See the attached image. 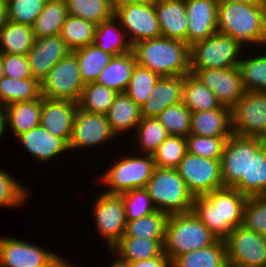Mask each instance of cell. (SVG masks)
<instances>
[{
	"label": "cell",
	"mask_w": 266,
	"mask_h": 267,
	"mask_svg": "<svg viewBox=\"0 0 266 267\" xmlns=\"http://www.w3.org/2000/svg\"><path fill=\"white\" fill-rule=\"evenodd\" d=\"M248 196L233 187H222L203 196H194L192 212L219 240L243 224Z\"/></svg>",
	"instance_id": "cell-1"
},
{
	"label": "cell",
	"mask_w": 266,
	"mask_h": 267,
	"mask_svg": "<svg viewBox=\"0 0 266 267\" xmlns=\"http://www.w3.org/2000/svg\"><path fill=\"white\" fill-rule=\"evenodd\" d=\"M217 31L230 36L243 47L245 44H266V14L264 4L220 2Z\"/></svg>",
	"instance_id": "cell-2"
},
{
	"label": "cell",
	"mask_w": 266,
	"mask_h": 267,
	"mask_svg": "<svg viewBox=\"0 0 266 267\" xmlns=\"http://www.w3.org/2000/svg\"><path fill=\"white\" fill-rule=\"evenodd\" d=\"M132 52L137 65L160 77L190 73V46L185 42L161 36L134 44Z\"/></svg>",
	"instance_id": "cell-3"
},
{
	"label": "cell",
	"mask_w": 266,
	"mask_h": 267,
	"mask_svg": "<svg viewBox=\"0 0 266 267\" xmlns=\"http://www.w3.org/2000/svg\"><path fill=\"white\" fill-rule=\"evenodd\" d=\"M217 238L191 211L168 216L164 253L173 261L177 256L212 245Z\"/></svg>",
	"instance_id": "cell-4"
},
{
	"label": "cell",
	"mask_w": 266,
	"mask_h": 267,
	"mask_svg": "<svg viewBox=\"0 0 266 267\" xmlns=\"http://www.w3.org/2000/svg\"><path fill=\"white\" fill-rule=\"evenodd\" d=\"M144 189L161 212L171 215L192 211L194 196L175 168L155 167Z\"/></svg>",
	"instance_id": "cell-5"
},
{
	"label": "cell",
	"mask_w": 266,
	"mask_h": 267,
	"mask_svg": "<svg viewBox=\"0 0 266 267\" xmlns=\"http://www.w3.org/2000/svg\"><path fill=\"white\" fill-rule=\"evenodd\" d=\"M110 166L102 175L100 181L109 189L106 194L121 195L133 189L145 188L153 175L155 162L153 155L125 156Z\"/></svg>",
	"instance_id": "cell-6"
},
{
	"label": "cell",
	"mask_w": 266,
	"mask_h": 267,
	"mask_svg": "<svg viewBox=\"0 0 266 267\" xmlns=\"http://www.w3.org/2000/svg\"><path fill=\"white\" fill-rule=\"evenodd\" d=\"M242 49L238 41L217 32L190 46V70L238 67Z\"/></svg>",
	"instance_id": "cell-7"
},
{
	"label": "cell",
	"mask_w": 266,
	"mask_h": 267,
	"mask_svg": "<svg viewBox=\"0 0 266 267\" xmlns=\"http://www.w3.org/2000/svg\"><path fill=\"white\" fill-rule=\"evenodd\" d=\"M84 83L76 54L70 51L41 80V96L50 100L79 102Z\"/></svg>",
	"instance_id": "cell-8"
},
{
	"label": "cell",
	"mask_w": 266,
	"mask_h": 267,
	"mask_svg": "<svg viewBox=\"0 0 266 267\" xmlns=\"http://www.w3.org/2000/svg\"><path fill=\"white\" fill-rule=\"evenodd\" d=\"M67 262L57 253L34 243L0 237V267H63Z\"/></svg>",
	"instance_id": "cell-9"
},
{
	"label": "cell",
	"mask_w": 266,
	"mask_h": 267,
	"mask_svg": "<svg viewBox=\"0 0 266 267\" xmlns=\"http://www.w3.org/2000/svg\"><path fill=\"white\" fill-rule=\"evenodd\" d=\"M175 169L193 196H203L223 187L219 159L187 152Z\"/></svg>",
	"instance_id": "cell-10"
},
{
	"label": "cell",
	"mask_w": 266,
	"mask_h": 267,
	"mask_svg": "<svg viewBox=\"0 0 266 267\" xmlns=\"http://www.w3.org/2000/svg\"><path fill=\"white\" fill-rule=\"evenodd\" d=\"M233 134L266 140V91H247L231 108Z\"/></svg>",
	"instance_id": "cell-11"
},
{
	"label": "cell",
	"mask_w": 266,
	"mask_h": 267,
	"mask_svg": "<svg viewBox=\"0 0 266 267\" xmlns=\"http://www.w3.org/2000/svg\"><path fill=\"white\" fill-rule=\"evenodd\" d=\"M229 267H266V236L238 226L225 239Z\"/></svg>",
	"instance_id": "cell-12"
},
{
	"label": "cell",
	"mask_w": 266,
	"mask_h": 267,
	"mask_svg": "<svg viewBox=\"0 0 266 267\" xmlns=\"http://www.w3.org/2000/svg\"><path fill=\"white\" fill-rule=\"evenodd\" d=\"M114 17L133 46L141 41L162 36L155 4L114 5Z\"/></svg>",
	"instance_id": "cell-13"
},
{
	"label": "cell",
	"mask_w": 266,
	"mask_h": 267,
	"mask_svg": "<svg viewBox=\"0 0 266 267\" xmlns=\"http://www.w3.org/2000/svg\"><path fill=\"white\" fill-rule=\"evenodd\" d=\"M100 194L94 200L92 213L97 233L105 238L110 250L124 235L127 223L125 206L121 195L106 194L103 191Z\"/></svg>",
	"instance_id": "cell-14"
},
{
	"label": "cell",
	"mask_w": 266,
	"mask_h": 267,
	"mask_svg": "<svg viewBox=\"0 0 266 267\" xmlns=\"http://www.w3.org/2000/svg\"><path fill=\"white\" fill-rule=\"evenodd\" d=\"M117 137L111 130L106 114L89 113L79 107L73 120L70 151L97 147ZM110 139V140H109Z\"/></svg>",
	"instance_id": "cell-15"
},
{
	"label": "cell",
	"mask_w": 266,
	"mask_h": 267,
	"mask_svg": "<svg viewBox=\"0 0 266 267\" xmlns=\"http://www.w3.org/2000/svg\"><path fill=\"white\" fill-rule=\"evenodd\" d=\"M190 73L214 93L222 106L230 109L245 93L238 67L190 70Z\"/></svg>",
	"instance_id": "cell-16"
},
{
	"label": "cell",
	"mask_w": 266,
	"mask_h": 267,
	"mask_svg": "<svg viewBox=\"0 0 266 267\" xmlns=\"http://www.w3.org/2000/svg\"><path fill=\"white\" fill-rule=\"evenodd\" d=\"M220 166L223 187L249 181L250 137L232 134L225 143Z\"/></svg>",
	"instance_id": "cell-17"
},
{
	"label": "cell",
	"mask_w": 266,
	"mask_h": 267,
	"mask_svg": "<svg viewBox=\"0 0 266 267\" xmlns=\"http://www.w3.org/2000/svg\"><path fill=\"white\" fill-rule=\"evenodd\" d=\"M217 0H185L187 44L193 45L217 33Z\"/></svg>",
	"instance_id": "cell-18"
},
{
	"label": "cell",
	"mask_w": 266,
	"mask_h": 267,
	"mask_svg": "<svg viewBox=\"0 0 266 267\" xmlns=\"http://www.w3.org/2000/svg\"><path fill=\"white\" fill-rule=\"evenodd\" d=\"M70 50L60 35L35 38L27 59L33 78L39 82Z\"/></svg>",
	"instance_id": "cell-19"
},
{
	"label": "cell",
	"mask_w": 266,
	"mask_h": 267,
	"mask_svg": "<svg viewBox=\"0 0 266 267\" xmlns=\"http://www.w3.org/2000/svg\"><path fill=\"white\" fill-rule=\"evenodd\" d=\"M77 109L78 103L74 101L50 100L41 96L40 125L69 144Z\"/></svg>",
	"instance_id": "cell-20"
},
{
	"label": "cell",
	"mask_w": 266,
	"mask_h": 267,
	"mask_svg": "<svg viewBox=\"0 0 266 267\" xmlns=\"http://www.w3.org/2000/svg\"><path fill=\"white\" fill-rule=\"evenodd\" d=\"M185 75L161 77L140 106L142 117H157L166 107L182 102Z\"/></svg>",
	"instance_id": "cell-21"
},
{
	"label": "cell",
	"mask_w": 266,
	"mask_h": 267,
	"mask_svg": "<svg viewBox=\"0 0 266 267\" xmlns=\"http://www.w3.org/2000/svg\"><path fill=\"white\" fill-rule=\"evenodd\" d=\"M233 188L251 196L266 195V140L250 137L249 181H238Z\"/></svg>",
	"instance_id": "cell-22"
},
{
	"label": "cell",
	"mask_w": 266,
	"mask_h": 267,
	"mask_svg": "<svg viewBox=\"0 0 266 267\" xmlns=\"http://www.w3.org/2000/svg\"><path fill=\"white\" fill-rule=\"evenodd\" d=\"M155 11L162 36L187 43L185 0H158Z\"/></svg>",
	"instance_id": "cell-23"
},
{
	"label": "cell",
	"mask_w": 266,
	"mask_h": 267,
	"mask_svg": "<svg viewBox=\"0 0 266 267\" xmlns=\"http://www.w3.org/2000/svg\"><path fill=\"white\" fill-rule=\"evenodd\" d=\"M17 139L29 154L41 163L69 151L68 144L62 138L55 137L41 125L19 135Z\"/></svg>",
	"instance_id": "cell-24"
},
{
	"label": "cell",
	"mask_w": 266,
	"mask_h": 267,
	"mask_svg": "<svg viewBox=\"0 0 266 267\" xmlns=\"http://www.w3.org/2000/svg\"><path fill=\"white\" fill-rule=\"evenodd\" d=\"M190 134L208 137H230L233 134L231 109L226 106L192 112Z\"/></svg>",
	"instance_id": "cell-25"
},
{
	"label": "cell",
	"mask_w": 266,
	"mask_h": 267,
	"mask_svg": "<svg viewBox=\"0 0 266 267\" xmlns=\"http://www.w3.org/2000/svg\"><path fill=\"white\" fill-rule=\"evenodd\" d=\"M113 255L129 263L166 255L164 239H143L141 237H121L109 250Z\"/></svg>",
	"instance_id": "cell-26"
},
{
	"label": "cell",
	"mask_w": 266,
	"mask_h": 267,
	"mask_svg": "<svg viewBox=\"0 0 266 267\" xmlns=\"http://www.w3.org/2000/svg\"><path fill=\"white\" fill-rule=\"evenodd\" d=\"M106 117L112 132L119 136L137 128L142 119L141 108L126 93H118Z\"/></svg>",
	"instance_id": "cell-27"
},
{
	"label": "cell",
	"mask_w": 266,
	"mask_h": 267,
	"mask_svg": "<svg viewBox=\"0 0 266 267\" xmlns=\"http://www.w3.org/2000/svg\"><path fill=\"white\" fill-rule=\"evenodd\" d=\"M135 65L136 59L132 51L113 56L99 74L96 83L111 88L117 93H125Z\"/></svg>",
	"instance_id": "cell-28"
},
{
	"label": "cell",
	"mask_w": 266,
	"mask_h": 267,
	"mask_svg": "<svg viewBox=\"0 0 266 267\" xmlns=\"http://www.w3.org/2000/svg\"><path fill=\"white\" fill-rule=\"evenodd\" d=\"M173 267H229L225 240L177 256Z\"/></svg>",
	"instance_id": "cell-29"
},
{
	"label": "cell",
	"mask_w": 266,
	"mask_h": 267,
	"mask_svg": "<svg viewBox=\"0 0 266 267\" xmlns=\"http://www.w3.org/2000/svg\"><path fill=\"white\" fill-rule=\"evenodd\" d=\"M93 44L113 56L132 51V45L115 17L97 25Z\"/></svg>",
	"instance_id": "cell-30"
},
{
	"label": "cell",
	"mask_w": 266,
	"mask_h": 267,
	"mask_svg": "<svg viewBox=\"0 0 266 267\" xmlns=\"http://www.w3.org/2000/svg\"><path fill=\"white\" fill-rule=\"evenodd\" d=\"M7 126L11 128L13 135L28 132L40 125L41 97L37 100L11 103L6 106Z\"/></svg>",
	"instance_id": "cell-31"
},
{
	"label": "cell",
	"mask_w": 266,
	"mask_h": 267,
	"mask_svg": "<svg viewBox=\"0 0 266 267\" xmlns=\"http://www.w3.org/2000/svg\"><path fill=\"white\" fill-rule=\"evenodd\" d=\"M34 39L32 26L7 20L0 29V53L27 55Z\"/></svg>",
	"instance_id": "cell-32"
},
{
	"label": "cell",
	"mask_w": 266,
	"mask_h": 267,
	"mask_svg": "<svg viewBox=\"0 0 266 267\" xmlns=\"http://www.w3.org/2000/svg\"><path fill=\"white\" fill-rule=\"evenodd\" d=\"M68 15L65 0H47L32 26L34 38L60 35L62 25Z\"/></svg>",
	"instance_id": "cell-33"
},
{
	"label": "cell",
	"mask_w": 266,
	"mask_h": 267,
	"mask_svg": "<svg viewBox=\"0 0 266 267\" xmlns=\"http://www.w3.org/2000/svg\"><path fill=\"white\" fill-rule=\"evenodd\" d=\"M182 94V103L191 112L212 110L221 106L214 93L192 73L185 75Z\"/></svg>",
	"instance_id": "cell-34"
},
{
	"label": "cell",
	"mask_w": 266,
	"mask_h": 267,
	"mask_svg": "<svg viewBox=\"0 0 266 267\" xmlns=\"http://www.w3.org/2000/svg\"><path fill=\"white\" fill-rule=\"evenodd\" d=\"M40 97V82L33 77L18 80L4 76L0 80V103L5 106L15 102L37 100Z\"/></svg>",
	"instance_id": "cell-35"
},
{
	"label": "cell",
	"mask_w": 266,
	"mask_h": 267,
	"mask_svg": "<svg viewBox=\"0 0 266 267\" xmlns=\"http://www.w3.org/2000/svg\"><path fill=\"white\" fill-rule=\"evenodd\" d=\"M79 64L80 76L84 84L96 82L99 74L109 64L113 55L101 50L95 44L73 51Z\"/></svg>",
	"instance_id": "cell-36"
},
{
	"label": "cell",
	"mask_w": 266,
	"mask_h": 267,
	"mask_svg": "<svg viewBox=\"0 0 266 267\" xmlns=\"http://www.w3.org/2000/svg\"><path fill=\"white\" fill-rule=\"evenodd\" d=\"M97 25L91 21L68 15L62 25L60 36L70 51L93 44Z\"/></svg>",
	"instance_id": "cell-37"
},
{
	"label": "cell",
	"mask_w": 266,
	"mask_h": 267,
	"mask_svg": "<svg viewBox=\"0 0 266 267\" xmlns=\"http://www.w3.org/2000/svg\"><path fill=\"white\" fill-rule=\"evenodd\" d=\"M68 14L98 25L114 17L113 0H65Z\"/></svg>",
	"instance_id": "cell-38"
},
{
	"label": "cell",
	"mask_w": 266,
	"mask_h": 267,
	"mask_svg": "<svg viewBox=\"0 0 266 267\" xmlns=\"http://www.w3.org/2000/svg\"><path fill=\"white\" fill-rule=\"evenodd\" d=\"M168 214L156 210L139 219L127 221L122 237H141L143 239H164Z\"/></svg>",
	"instance_id": "cell-39"
},
{
	"label": "cell",
	"mask_w": 266,
	"mask_h": 267,
	"mask_svg": "<svg viewBox=\"0 0 266 267\" xmlns=\"http://www.w3.org/2000/svg\"><path fill=\"white\" fill-rule=\"evenodd\" d=\"M118 93L96 82L84 85L78 107L89 113L106 114Z\"/></svg>",
	"instance_id": "cell-40"
},
{
	"label": "cell",
	"mask_w": 266,
	"mask_h": 267,
	"mask_svg": "<svg viewBox=\"0 0 266 267\" xmlns=\"http://www.w3.org/2000/svg\"><path fill=\"white\" fill-rule=\"evenodd\" d=\"M139 152L153 155L161 143L169 136L157 117H142L135 130Z\"/></svg>",
	"instance_id": "cell-41"
},
{
	"label": "cell",
	"mask_w": 266,
	"mask_h": 267,
	"mask_svg": "<svg viewBox=\"0 0 266 267\" xmlns=\"http://www.w3.org/2000/svg\"><path fill=\"white\" fill-rule=\"evenodd\" d=\"M241 58L238 64L245 92L266 91V52Z\"/></svg>",
	"instance_id": "cell-42"
},
{
	"label": "cell",
	"mask_w": 266,
	"mask_h": 267,
	"mask_svg": "<svg viewBox=\"0 0 266 267\" xmlns=\"http://www.w3.org/2000/svg\"><path fill=\"white\" fill-rule=\"evenodd\" d=\"M192 112L181 102L166 107L157 119L169 135L187 137L191 129Z\"/></svg>",
	"instance_id": "cell-43"
},
{
	"label": "cell",
	"mask_w": 266,
	"mask_h": 267,
	"mask_svg": "<svg viewBox=\"0 0 266 267\" xmlns=\"http://www.w3.org/2000/svg\"><path fill=\"white\" fill-rule=\"evenodd\" d=\"M161 77L139 65H135L125 93L139 106L143 105Z\"/></svg>",
	"instance_id": "cell-44"
},
{
	"label": "cell",
	"mask_w": 266,
	"mask_h": 267,
	"mask_svg": "<svg viewBox=\"0 0 266 267\" xmlns=\"http://www.w3.org/2000/svg\"><path fill=\"white\" fill-rule=\"evenodd\" d=\"M186 153V138L169 135L153 154L155 166L160 168H176Z\"/></svg>",
	"instance_id": "cell-45"
},
{
	"label": "cell",
	"mask_w": 266,
	"mask_h": 267,
	"mask_svg": "<svg viewBox=\"0 0 266 267\" xmlns=\"http://www.w3.org/2000/svg\"><path fill=\"white\" fill-rule=\"evenodd\" d=\"M47 0H7L8 20L33 26Z\"/></svg>",
	"instance_id": "cell-46"
},
{
	"label": "cell",
	"mask_w": 266,
	"mask_h": 267,
	"mask_svg": "<svg viewBox=\"0 0 266 267\" xmlns=\"http://www.w3.org/2000/svg\"><path fill=\"white\" fill-rule=\"evenodd\" d=\"M229 137H208L189 134L186 137L187 152L211 159H221Z\"/></svg>",
	"instance_id": "cell-47"
},
{
	"label": "cell",
	"mask_w": 266,
	"mask_h": 267,
	"mask_svg": "<svg viewBox=\"0 0 266 267\" xmlns=\"http://www.w3.org/2000/svg\"><path fill=\"white\" fill-rule=\"evenodd\" d=\"M242 226L266 236V195L247 198Z\"/></svg>",
	"instance_id": "cell-48"
},
{
	"label": "cell",
	"mask_w": 266,
	"mask_h": 267,
	"mask_svg": "<svg viewBox=\"0 0 266 267\" xmlns=\"http://www.w3.org/2000/svg\"><path fill=\"white\" fill-rule=\"evenodd\" d=\"M121 196L125 206L127 221L139 219L157 210L144 188L130 190L121 194Z\"/></svg>",
	"instance_id": "cell-49"
},
{
	"label": "cell",
	"mask_w": 266,
	"mask_h": 267,
	"mask_svg": "<svg viewBox=\"0 0 266 267\" xmlns=\"http://www.w3.org/2000/svg\"><path fill=\"white\" fill-rule=\"evenodd\" d=\"M5 170L0 169V206L20 207L30 196L28 189Z\"/></svg>",
	"instance_id": "cell-50"
},
{
	"label": "cell",
	"mask_w": 266,
	"mask_h": 267,
	"mask_svg": "<svg viewBox=\"0 0 266 267\" xmlns=\"http://www.w3.org/2000/svg\"><path fill=\"white\" fill-rule=\"evenodd\" d=\"M4 76L14 79H27L33 77L26 55L1 53Z\"/></svg>",
	"instance_id": "cell-51"
},
{
	"label": "cell",
	"mask_w": 266,
	"mask_h": 267,
	"mask_svg": "<svg viewBox=\"0 0 266 267\" xmlns=\"http://www.w3.org/2000/svg\"><path fill=\"white\" fill-rule=\"evenodd\" d=\"M130 267H173V261L167 255L131 262Z\"/></svg>",
	"instance_id": "cell-52"
},
{
	"label": "cell",
	"mask_w": 266,
	"mask_h": 267,
	"mask_svg": "<svg viewBox=\"0 0 266 267\" xmlns=\"http://www.w3.org/2000/svg\"><path fill=\"white\" fill-rule=\"evenodd\" d=\"M7 109L4 104L0 103V140H2V137L4 135L5 128L7 127Z\"/></svg>",
	"instance_id": "cell-53"
},
{
	"label": "cell",
	"mask_w": 266,
	"mask_h": 267,
	"mask_svg": "<svg viewBox=\"0 0 266 267\" xmlns=\"http://www.w3.org/2000/svg\"><path fill=\"white\" fill-rule=\"evenodd\" d=\"M8 20L7 0H0V29Z\"/></svg>",
	"instance_id": "cell-54"
},
{
	"label": "cell",
	"mask_w": 266,
	"mask_h": 267,
	"mask_svg": "<svg viewBox=\"0 0 266 267\" xmlns=\"http://www.w3.org/2000/svg\"><path fill=\"white\" fill-rule=\"evenodd\" d=\"M158 0H113L114 5L125 4H155Z\"/></svg>",
	"instance_id": "cell-55"
},
{
	"label": "cell",
	"mask_w": 266,
	"mask_h": 267,
	"mask_svg": "<svg viewBox=\"0 0 266 267\" xmlns=\"http://www.w3.org/2000/svg\"><path fill=\"white\" fill-rule=\"evenodd\" d=\"M220 2H235V3H244V4H264L263 0H217Z\"/></svg>",
	"instance_id": "cell-56"
},
{
	"label": "cell",
	"mask_w": 266,
	"mask_h": 267,
	"mask_svg": "<svg viewBox=\"0 0 266 267\" xmlns=\"http://www.w3.org/2000/svg\"><path fill=\"white\" fill-rule=\"evenodd\" d=\"M114 260L115 261H112L110 267H130L129 262L120 259L117 255L114 257Z\"/></svg>",
	"instance_id": "cell-57"
},
{
	"label": "cell",
	"mask_w": 266,
	"mask_h": 267,
	"mask_svg": "<svg viewBox=\"0 0 266 267\" xmlns=\"http://www.w3.org/2000/svg\"><path fill=\"white\" fill-rule=\"evenodd\" d=\"M4 77V71H3V63L1 59V53H0V80Z\"/></svg>",
	"instance_id": "cell-58"
},
{
	"label": "cell",
	"mask_w": 266,
	"mask_h": 267,
	"mask_svg": "<svg viewBox=\"0 0 266 267\" xmlns=\"http://www.w3.org/2000/svg\"><path fill=\"white\" fill-rule=\"evenodd\" d=\"M63 267H75V266H73L72 263L70 264L67 262Z\"/></svg>",
	"instance_id": "cell-59"
},
{
	"label": "cell",
	"mask_w": 266,
	"mask_h": 267,
	"mask_svg": "<svg viewBox=\"0 0 266 267\" xmlns=\"http://www.w3.org/2000/svg\"><path fill=\"white\" fill-rule=\"evenodd\" d=\"M263 3H264L265 14H266V0H263Z\"/></svg>",
	"instance_id": "cell-60"
}]
</instances>
